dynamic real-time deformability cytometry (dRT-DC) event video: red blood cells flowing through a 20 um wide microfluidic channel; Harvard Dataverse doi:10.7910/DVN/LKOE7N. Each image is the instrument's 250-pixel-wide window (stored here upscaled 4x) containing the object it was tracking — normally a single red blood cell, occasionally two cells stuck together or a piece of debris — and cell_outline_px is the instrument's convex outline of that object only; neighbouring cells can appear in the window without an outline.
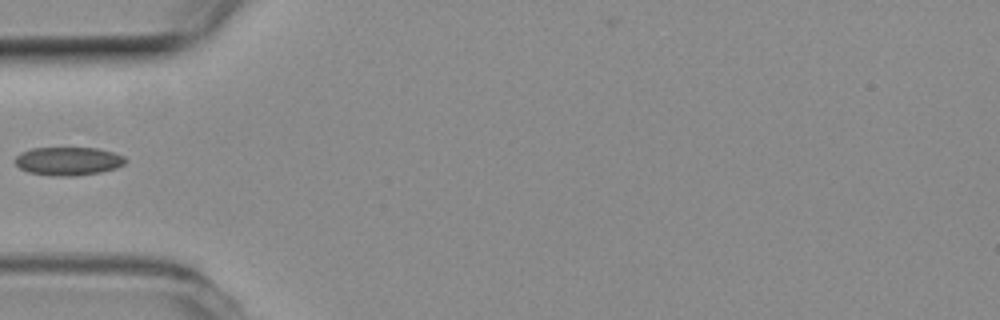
{"species": "common noctule bat (a hibernating species)", "species_latin": "Nyctalus noctula", "temperature_condition": "room temperature", "stored_images_in_passage": 6, "camera_frame_rate_fps": 3000, "um_per_image_px": 0.085, "animal": {"sex": "female", "body_mass_g": 19.3, "forearm_length_mm": 54.1}, "frame": {"image": 1, "passage_image": 5, "time_ms": 1.333, "image_size_px": [1000, 320], "cell_outline_px": [[128, 160], [124, 164], [116, 168], [100, 172], [76, 176], [52, 176], [28, 172], [20, 168], [16, 164], [16, 156], [20, 152], [32, 148], [96, 148], [112, 152], [124, 156]], "centroid_in_image_um": [5.81, 13.7], "position_along_channel_um": 79.2, "area_um2": 18.26}}
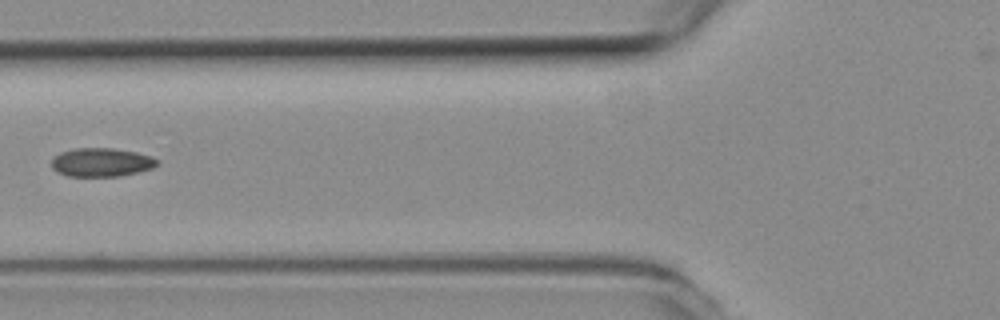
{"frame": {"image": 2, "passage_image": 6, "time_ms": 1.667, "image_size_px": [1000, 320], "cell_outline_px": [[160, 164], [152, 168], [120, 176], [68, 176], [56, 172], [52, 168], [52, 156], [60, 152], [76, 148], [112, 148], [136, 152], [152, 156], [160, 160]], "centroid_in_image_um": [8.62, 13.79], "position_along_channel_um": 117.2, "area_um2": 17.8}}